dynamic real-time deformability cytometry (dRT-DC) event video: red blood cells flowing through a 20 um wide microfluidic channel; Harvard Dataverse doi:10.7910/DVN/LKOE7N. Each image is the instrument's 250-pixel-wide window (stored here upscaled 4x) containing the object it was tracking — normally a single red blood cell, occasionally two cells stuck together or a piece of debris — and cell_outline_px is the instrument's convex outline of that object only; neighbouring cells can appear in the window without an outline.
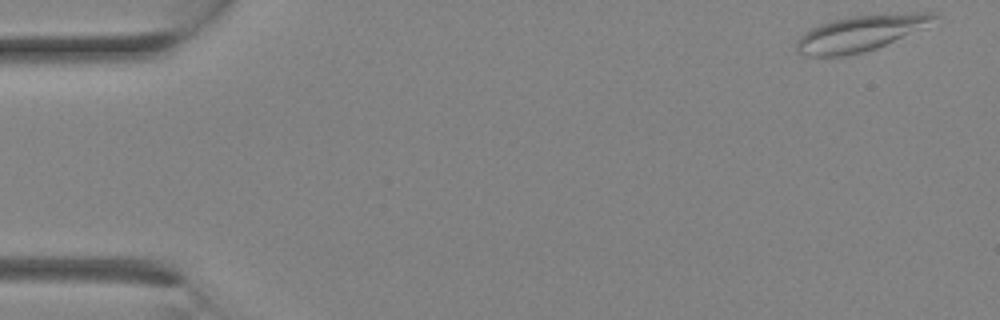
{"species": "Egyptian fruit bat (a non-hibernating species)", "species_latin": "Rousettus aegyptiacus", "temperature_condition": "room temperature", "stored_images_in_passage": 13, "camera_frame_rate_fps": 3000, "um_per_image_px": 0.085, "animal": {"sex": "female"}, "frame": {"image": 1, "passage_image": 1, "time_ms": 0.0, "image_size_px": [1000, 320], "cell_outline_px": [[940, 16], [928, 28], [876, 48], [844, 56], [808, 56], [800, 52], [796, 48], [796, 40], [804, 32], [820, 24], [832, 20], [852, 16], [904, 12], [936, 12]], "centroid_in_image_um": [73.25, 2.8], "position_along_channel_um": 11.7, "area_um2": 29.07}}
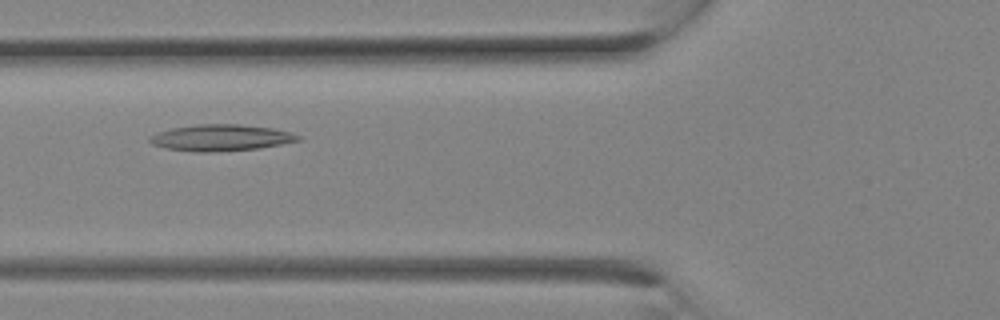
{"frame": {"image": 2, "passage_image": 10, "time_ms": 3.0, "image_size_px": [1000, 320], "cell_outline_px": [[300, 140], [260, 148], [212, 152], [196, 152], [168, 148], [152, 144], [148, 140], [148, 136], [172, 128], [200, 124], [240, 124], [272, 128], [288, 132], [300, 136]], "centroid_in_image_um": [18.76, 11.7], "position_along_channel_um": 107.0, "area_um2": 22.54}}
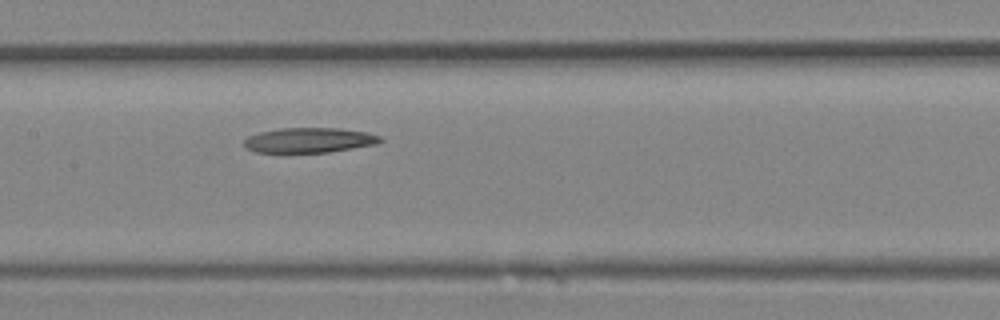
{"frame": {"image": 3, "passage_image": 13, "time_ms": 4.0, "image_size_px": [1000, 320], "cell_outline_px": [[384, 140], [376, 144], [328, 152], [256, 152], [248, 148], [244, 144], [244, 140], [248, 136], [260, 132], [280, 128], [336, 128], [364, 132], [380, 136]], "centroid_in_image_um": [26.28, 11.91], "position_along_channel_um": 181.1, "area_um2": 19.54}}